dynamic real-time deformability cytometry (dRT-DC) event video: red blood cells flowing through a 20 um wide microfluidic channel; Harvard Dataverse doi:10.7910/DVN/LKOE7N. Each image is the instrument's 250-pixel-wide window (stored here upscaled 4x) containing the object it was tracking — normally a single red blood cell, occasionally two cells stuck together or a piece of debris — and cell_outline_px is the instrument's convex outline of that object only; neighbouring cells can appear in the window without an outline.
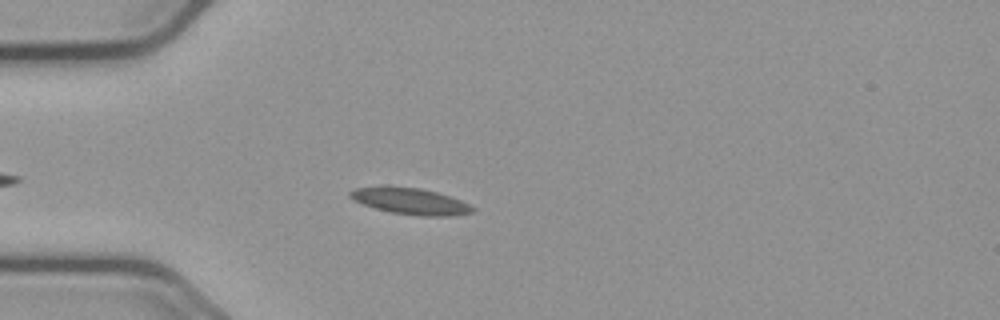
{"species": "common noctule bat (a hibernating species)", "species_latin": "Nyctalus noctula", "temperature_condition": "cold", "stored_images_in_passage": 40, "camera_frame_rate_fps": 3000, "um_per_image_px": 0.085, "animal": {"sex": "male", "body_mass_g": 23.1, "forearm_length_mm": 52.7}, "frame": {"image": 1, "passage_image": 3, "time_ms": 0.667, "image_size_px": [1000, 320], "cell_outline_px": [[476, 208], [472, 212], [456, 216], [420, 216], [392, 212], [376, 208], [352, 200], [348, 196], [348, 192], [356, 188], [380, 184], [420, 188], [436, 192], [460, 200]], "centroid_in_image_um": [34.83, 17.07], "position_along_channel_um": 50.2, "area_um2": 19.13}}
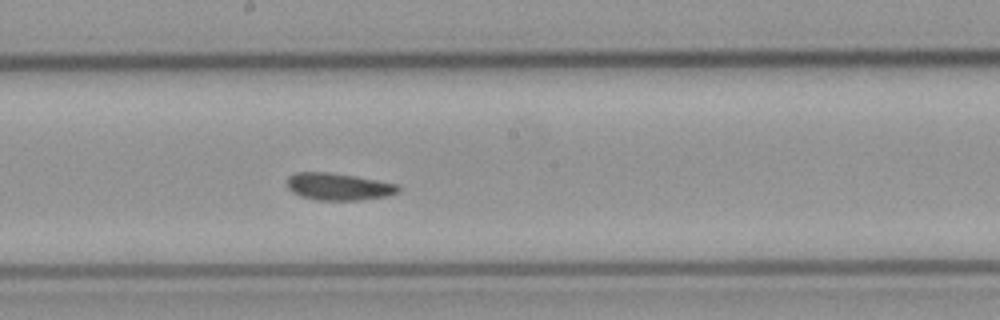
{"frame": {"image": 2, "passage_image": 18, "time_ms": 5.667, "image_size_px": [1000, 320], "cell_outline_px": [[400, 192], [388, 196], [356, 200], [316, 200], [300, 196], [292, 192], [288, 188], [288, 176], [296, 172], [328, 172], [356, 176], [400, 184]], "centroid_in_image_um": [28.8, 15.86], "position_along_channel_um": 219.4, "area_um2": 17.74}}
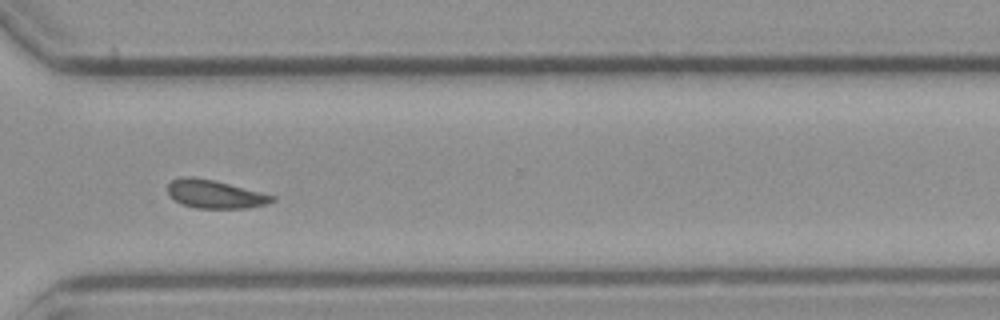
{"frame": {"image": 3, "passage_image": 29, "time_ms": 9.333, "image_size_px": [1000, 320], "cell_outline_px": [[276, 200], [268, 204], [248, 208], [196, 208], [180, 204], [168, 196], [168, 184], [172, 180], [184, 176], [192, 176], [212, 180], [276, 196]], "centroid_in_image_um": [18.25, 16.51], "position_along_channel_um": 352.4, "area_um2": 17.22}, "authors_computed_cell_mechanics": {"area_um2": 17.5423, "velocity_mm_per_s": 3.6315, "shape_relaxation_time_tau1_ms": 8.7177, "shape_relaxation_time_tau2_ms": 2.1862, "deformation_change_tau1": 0.1246, "deformation_change_tau2": 0.0807}}